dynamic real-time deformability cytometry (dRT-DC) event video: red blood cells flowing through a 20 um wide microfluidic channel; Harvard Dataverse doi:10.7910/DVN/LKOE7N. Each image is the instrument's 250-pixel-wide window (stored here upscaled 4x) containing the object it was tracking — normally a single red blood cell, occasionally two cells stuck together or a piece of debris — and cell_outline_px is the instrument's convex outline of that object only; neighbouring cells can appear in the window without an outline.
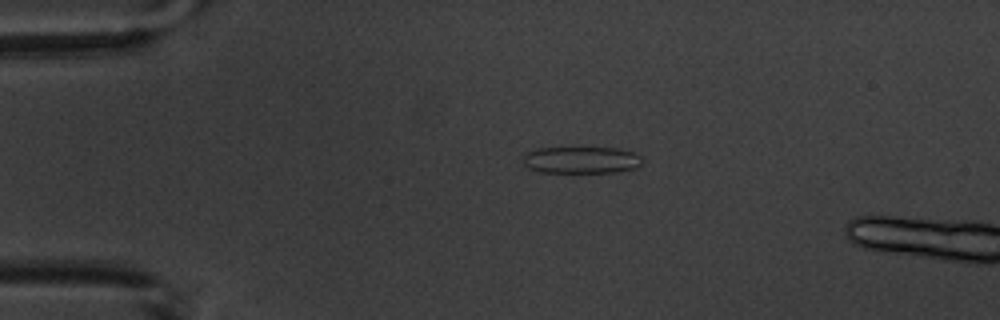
{"species": "common noctule bat (a hibernating species)", "species_latin": "Nyctalus noctula", "temperature_condition": "warm", "stored_images_in_passage": 4, "camera_frame_rate_fps": 3000, "um_per_image_px": 0.085, "animal": {"sex": "male", "body_mass_g": 20.1, "forearm_length_mm": 53.5}, "frame": {"image": 1, "passage_image": 3, "time_ms": 2.333, "image_size_px": [1000, 320], "cell_outline_px": [[640, 164], [636, 168], [616, 172], [540, 172], [528, 168], [524, 164], [524, 156], [528, 152], [536, 148], [580, 144], [620, 148], [632, 152], [640, 156]], "centroid_in_image_um": [49.38, 13.53], "position_along_channel_um": 35.6, "area_um2": 19.71}}